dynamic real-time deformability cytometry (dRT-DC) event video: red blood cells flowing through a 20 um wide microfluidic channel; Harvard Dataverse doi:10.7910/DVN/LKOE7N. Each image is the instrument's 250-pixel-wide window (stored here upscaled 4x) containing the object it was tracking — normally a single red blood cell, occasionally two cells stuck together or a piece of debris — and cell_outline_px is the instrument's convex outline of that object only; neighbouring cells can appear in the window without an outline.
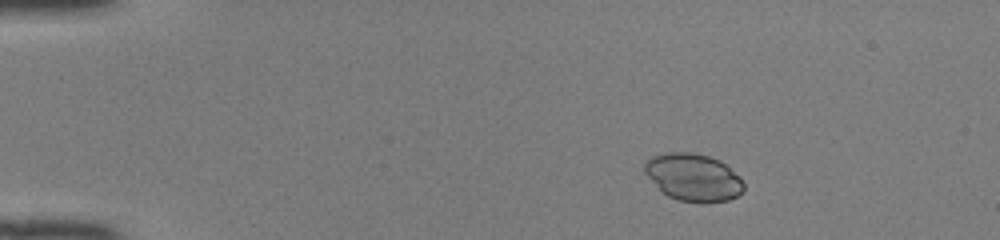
{"species": "common noctule bat (a hibernating species)", "species_latin": "Nyctalus noctula", "temperature_condition": "room temperature", "stored_images_in_passage": 42, "camera_frame_rate_fps": 3000, "um_per_image_px": 0.085, "animal": {"sex": "female", "body_mass_g": 22.0, "forearm_length_mm": 56.7}, "frame": {"image": 1, "passage_image": 1, "time_ms": 0.0, "image_size_px": [1000, 240], "cell_outline_px": [[744, 188], [736, 196], [728, 200], [704, 204], [700, 204], [680, 200], [668, 196], [644, 172], [644, 164], [652, 156], [668, 152], [692, 152], [708, 156], [720, 160], [744, 184]], "centroid_in_image_um": [58.91, 15.08], "position_along_channel_um": 26.1, "area_um2": 26.99}}
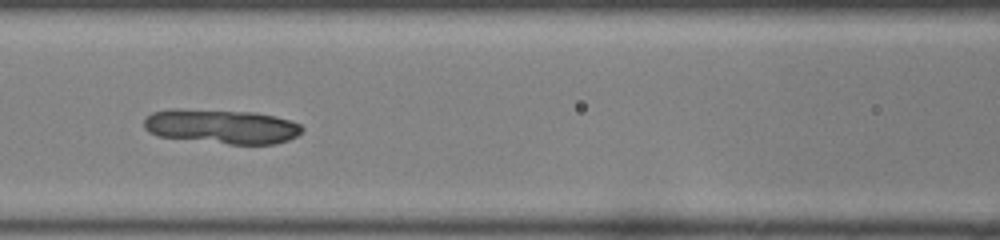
{"frame": {"image": 2, "passage_image": 16, "time_ms": 5.0, "image_size_px": [1000, 240], "cell_outline_px": [[304, 128], [296, 136], [288, 140], [276, 144], [228, 144], [156, 136], [148, 132], [144, 128], [144, 120], [152, 112], [172, 108], [176, 108], [256, 112], [288, 120], [300, 124]], "centroid_in_image_um": [18.79, 10.75], "position_along_channel_um": 147.8, "area_um2": 31.85}}
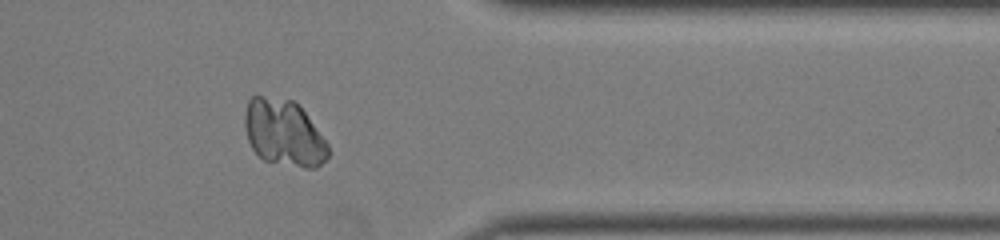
{"frame": {"image": 3, "passage_image": 34, "time_ms": 11.0, "image_size_px": [1000, 240], "cell_outline_px": [[328, 156], [316, 168], [304, 168], [264, 160], [252, 148], [248, 140], [244, 124], [244, 112], [248, 100], [252, 96], [260, 96], [292, 100], [304, 112], [328, 144]], "centroid_in_image_um": [24.09, 11.31], "position_along_channel_um": 387.3, "area_um2": 31.85}}